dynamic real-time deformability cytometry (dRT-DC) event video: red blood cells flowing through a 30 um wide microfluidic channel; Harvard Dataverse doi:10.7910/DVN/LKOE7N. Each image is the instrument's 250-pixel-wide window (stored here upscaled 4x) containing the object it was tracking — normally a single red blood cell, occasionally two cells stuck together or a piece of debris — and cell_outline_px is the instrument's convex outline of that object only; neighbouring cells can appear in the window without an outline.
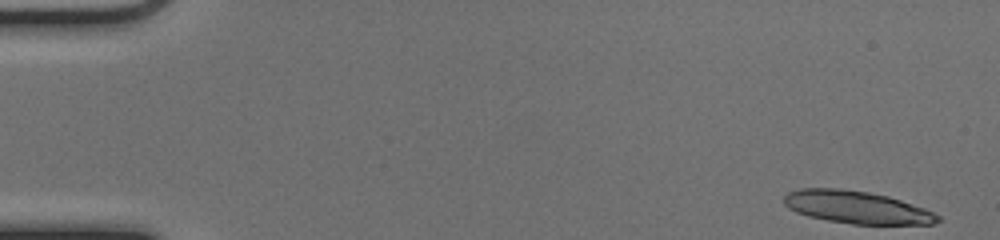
{"species": "common noctule bat (a hibernating species)", "species_latin": "Nyctalus noctula", "temperature_condition": "cold", "stored_images_in_passage": 23, "camera_frame_rate_fps": 3000, "um_per_image_px": 0.085, "animal": {"sex": "female", "body_mass_g": 17.0, "forearm_length_mm": 48.0}, "frame": {"image": 1, "passage_image": 1, "time_ms": 0.0, "image_size_px": [1000, 240], "cell_outline_px": [[940, 220], [932, 224], [852, 224], [828, 220], [808, 216], [796, 212], [788, 208], [784, 204], [784, 196], [788, 192], [800, 188], [840, 188], [868, 192], [888, 196], [924, 208], [940, 216]], "centroid_in_image_um": [72.79, 17.61], "position_along_channel_um": 12.2, "area_um2": 29.02}}
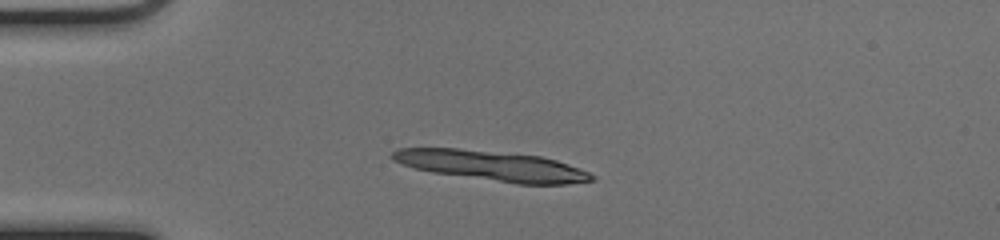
{"frame": {"image": 2, "passage_image": 12, "time_ms": 3.667, "image_size_px": [1000, 240], "cell_outline_px": [[596, 180], [568, 184], [516, 184], [432, 172], [416, 168], [392, 160], [388, 156], [396, 148], [456, 148], [540, 156], [556, 160], [580, 168], [596, 176]], "centroid_in_image_um": [41.82, 14.09], "position_along_channel_um": 43.2, "area_um2": 34.85}}